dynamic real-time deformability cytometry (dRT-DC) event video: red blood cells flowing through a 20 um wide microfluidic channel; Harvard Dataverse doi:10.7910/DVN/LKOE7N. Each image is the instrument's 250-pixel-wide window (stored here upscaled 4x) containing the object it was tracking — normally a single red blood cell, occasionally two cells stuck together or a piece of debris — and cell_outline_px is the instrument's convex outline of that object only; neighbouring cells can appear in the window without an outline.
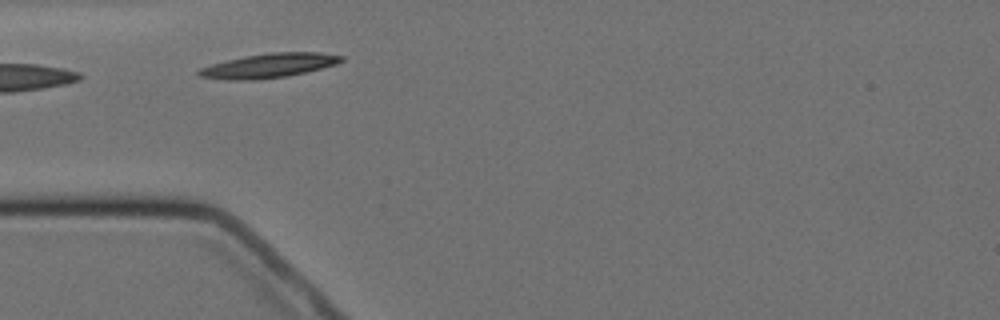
{"species": "Egyptian fruit bat (a non-hibernating species)", "species_latin": "Rousettus aegyptiacus", "temperature_condition": "cold", "stored_images_in_passage": 7, "camera_frame_rate_fps": 3000, "um_per_image_px": 0.085, "animal": {"sex": "female"}, "frame": {"image": 1, "passage_image": 2, "time_ms": 1.0, "image_size_px": [1000, 320], "cell_outline_px": [[344, 60], [336, 64], [288, 76], [256, 80], [228, 80], [200, 76], [196, 72], [200, 68], [212, 64], [244, 56], [272, 52], [320, 52], [344, 56]], "centroid_in_image_um": [22.87, 5.57], "position_along_channel_um": 62.1, "area_um2": 20.06}}
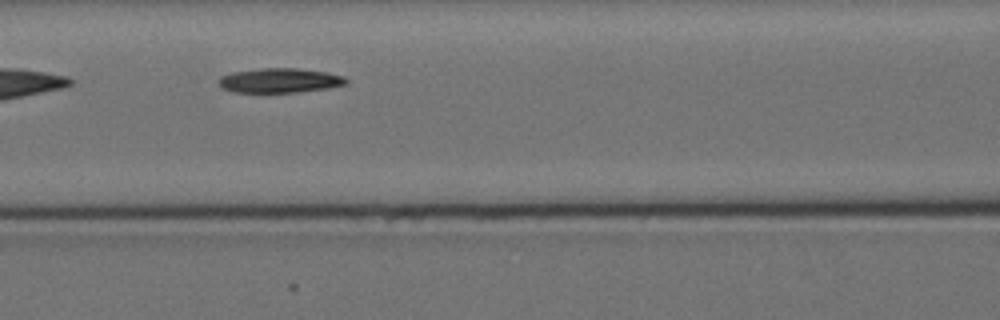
{"frame": {"image": 2, "passage_image": 4, "time_ms": 3.333, "image_size_px": [1000, 320], "cell_outline_px": [[348, 84], [328, 88], [296, 92], [232, 92], [220, 88], [216, 80], [220, 76], [232, 72], [264, 68], [296, 68], [328, 72], [344, 76], [348, 80]], "centroid_in_image_um": [23.75, 6.84], "position_along_channel_um": 142.8, "area_um2": 18.44}}
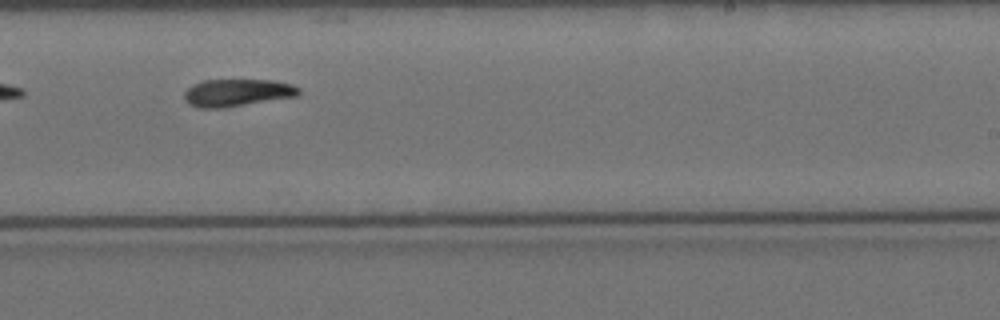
{"frame": {"image": 3, "passage_image": 7, "time_ms": 7.0, "image_size_px": [1000, 320], "cell_outline_px": [[300, 96], [224, 108], [196, 108], [188, 104], [184, 100], [184, 92], [192, 84], [204, 80], [272, 80], [292, 84], [300, 88]], "centroid_in_image_um": [20.16, 7.89], "position_along_channel_um": 268.8, "area_um2": 18.61}}